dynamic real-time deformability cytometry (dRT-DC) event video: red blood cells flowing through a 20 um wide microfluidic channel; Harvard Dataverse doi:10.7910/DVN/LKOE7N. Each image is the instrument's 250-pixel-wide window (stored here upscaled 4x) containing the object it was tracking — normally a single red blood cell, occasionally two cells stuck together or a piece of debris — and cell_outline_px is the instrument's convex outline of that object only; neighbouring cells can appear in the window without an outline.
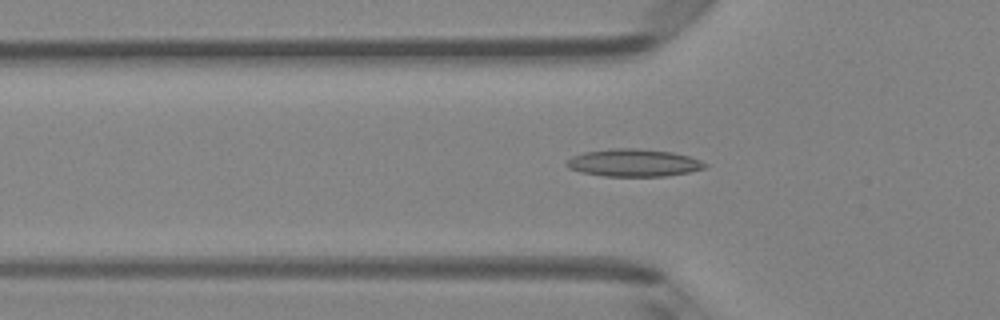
{"species": "Egyptian fruit bat (a non-hibernating species)", "species_latin": "Rousettus aegyptiacus", "temperature_condition": "room temperature", "stored_images_in_passage": 44, "camera_frame_rate_fps": 3000, "um_per_image_px": 0.085, "animal": {"sex": "female"}, "frame": {"image": 1, "passage_image": 16, "time_ms": 5.0, "image_size_px": [1000, 320], "cell_outline_px": [[708, 164], [704, 168], [688, 172], [668, 176], [604, 176], [580, 172], [568, 168], [564, 164], [572, 156], [584, 152], [612, 148], [636, 148], [672, 152], [688, 156], [700, 160]], "centroid_in_image_um": [53.83, 13.84], "position_along_channel_um": 72.0, "area_um2": 22.2}}
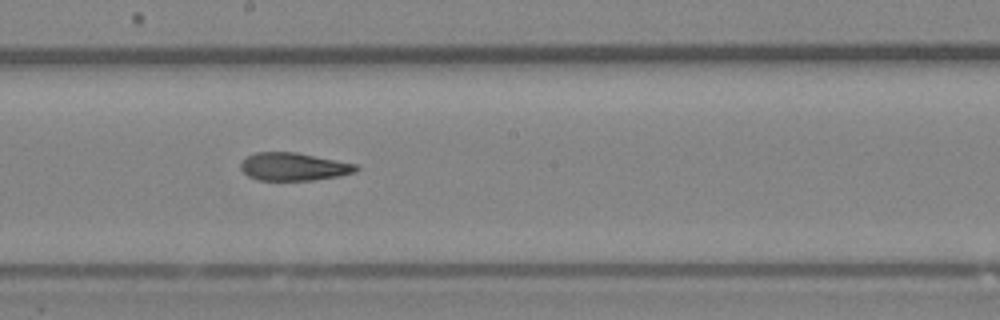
{"frame": {"image": 2, "passage_image": 27, "time_ms": 8.667, "image_size_px": [1000, 320], "cell_outline_px": [[360, 168], [356, 172], [340, 176], [312, 180], [256, 180], [248, 176], [240, 168], [240, 164], [248, 156], [256, 152], [296, 152], [356, 164]], "centroid_in_image_um": [24.97, 14.17], "position_along_channel_um": 223.2, "area_um2": 18.73}}
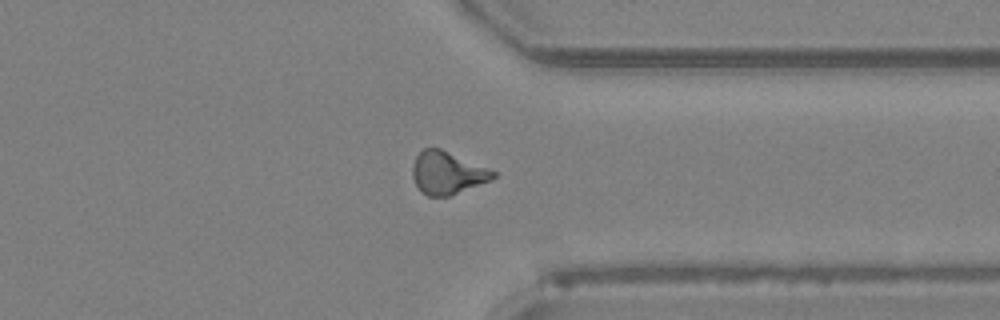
{"frame": {"image": 3, "passage_image": 38, "time_ms": 12.333, "image_size_px": [1000, 320], "cell_outline_px": [[496, 176], [492, 180], [448, 196], [428, 196], [420, 192], [412, 176], [412, 164], [416, 156], [424, 148], [440, 148], [488, 168], [496, 172]], "centroid_in_image_um": [38.0, 14.7], "position_along_channel_um": 373.4, "area_um2": 19.94}, "authors_computed_cell_mechanics": {"area_um2": 19.9121, "velocity_mm_per_s": 4.134, "shape_relaxation_time_tau1_ms": null, "shape_relaxation_time_tau2_ms": 4.6923, "deformation_change_tau1": null, "deformation_change_tau2": 0.1469}}